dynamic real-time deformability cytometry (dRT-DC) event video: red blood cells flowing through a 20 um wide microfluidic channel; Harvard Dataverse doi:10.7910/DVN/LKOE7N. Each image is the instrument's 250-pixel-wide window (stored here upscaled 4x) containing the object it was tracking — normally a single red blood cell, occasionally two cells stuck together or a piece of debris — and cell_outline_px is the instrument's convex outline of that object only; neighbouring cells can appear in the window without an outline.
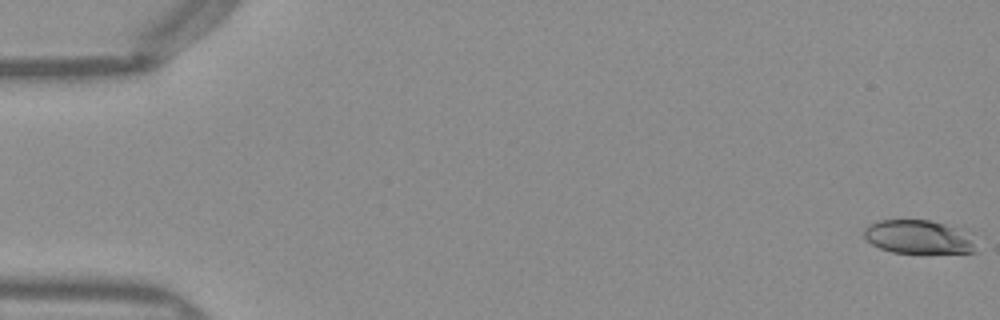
{"species": "Egyptian fruit bat (a non-hibernating species)", "species_latin": "Rousettus aegyptiacus", "temperature_condition": "warm", "stored_images_in_passage": 51, "camera_frame_rate_fps": 3000, "um_per_image_px": 0.085, "frame": {"image": 1, "passage_image": 1, "time_ms": 0.0, "image_size_px": [1000, 320], "cell_outline_px": [[976, 252], [892, 252], [880, 248], [872, 244], [864, 236], [864, 228], [868, 224], [876, 220], [932, 220], [960, 228], [972, 232]], "centroid_in_image_um": [78.1, 20.11], "position_along_channel_um": 6.9, "area_um2": 22.08}}
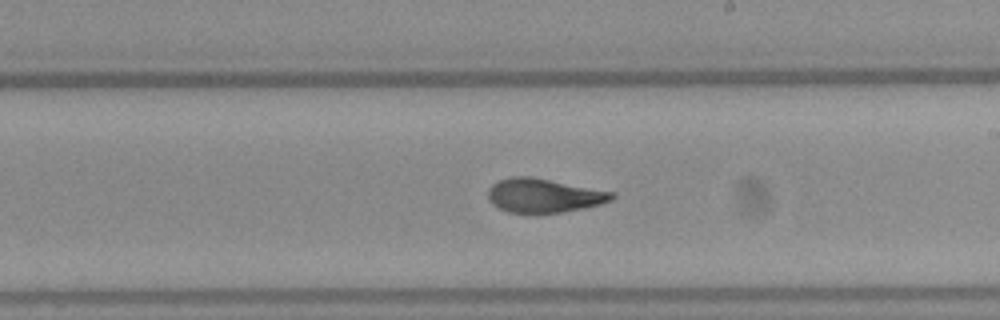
{"frame": {"image": 2, "passage_image": 30, "time_ms": 9.667, "image_size_px": [1000, 320], "cell_outline_px": [[616, 196], [612, 200], [600, 204], [584, 208], [564, 212], [536, 216], [532, 216], [508, 212], [492, 204], [488, 200], [488, 188], [492, 184], [500, 180], [512, 176], [528, 176], [616, 192]], "centroid_in_image_um": [46.21, 16.66], "position_along_channel_um": 242.8, "area_um2": 25.26}}
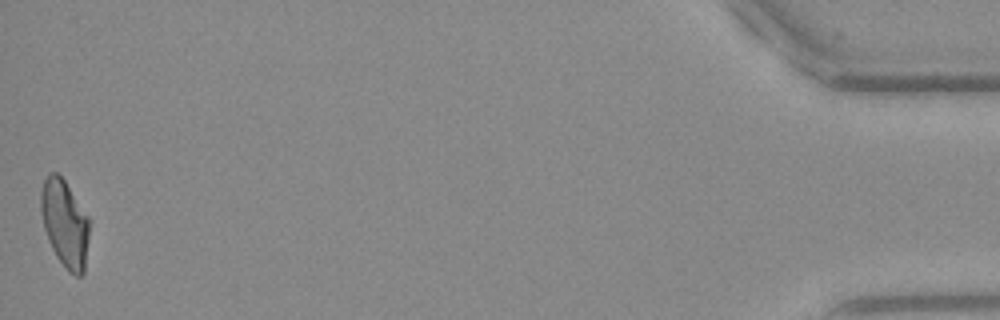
{"frame": {"image": 3, "passage_image": 51, "time_ms": 16.667, "image_size_px": [1000, 320], "cell_outline_px": [[88, 236], [84, 272], [80, 276], [76, 276], [68, 272], [64, 268], [56, 256], [48, 240], [44, 228], [40, 212], [40, 192], [44, 180], [48, 172], [56, 172], [64, 180], [88, 216]], "centroid_in_image_um": [5.48, 18.99], "position_along_channel_um": 429.7, "area_um2": 24.57}, "authors_computed_cell_mechanics": {"area_um2": 24.4494, "velocity_mm_per_s": 4.0137, "shape_relaxation_time_tau1_ms": 7.2922, "shape_relaxation_time_tau2_ms": 1.7606, "deformation_change_tau1": 0.2263, "deformation_change_tau2": 0.0772}}